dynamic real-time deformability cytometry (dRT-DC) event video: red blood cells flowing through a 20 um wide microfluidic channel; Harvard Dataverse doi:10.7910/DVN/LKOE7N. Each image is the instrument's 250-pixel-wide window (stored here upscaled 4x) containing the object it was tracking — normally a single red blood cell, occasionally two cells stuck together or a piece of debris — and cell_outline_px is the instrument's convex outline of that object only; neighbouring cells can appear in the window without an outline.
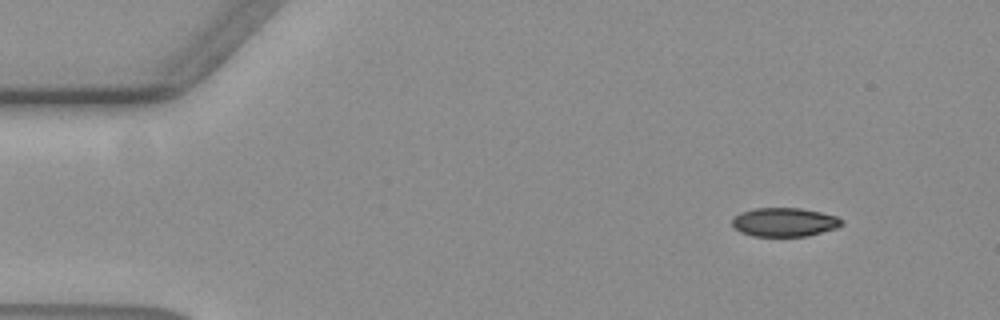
{"species": "common noctule bat (a hibernating species)", "species_latin": "Nyctalus noctula", "temperature_condition": "warm", "stored_images_in_passage": 5, "camera_frame_rate_fps": 3000, "um_per_image_px": 0.085, "animal": {"sex": "female", "body_mass_g": 19.3, "forearm_length_mm": 54.1}, "frame": {"image": 1, "passage_image": 1, "time_ms": 0.0, "image_size_px": [1000, 320], "cell_outline_px": [[844, 224], [836, 228], [808, 236], [752, 236], [740, 232], [732, 224], [732, 216], [740, 212], [756, 208], [800, 208], [820, 212], [836, 216], [844, 220]], "centroid_in_image_um": [66.67, 18.88], "position_along_channel_um": 18.3, "area_um2": 18.5}}